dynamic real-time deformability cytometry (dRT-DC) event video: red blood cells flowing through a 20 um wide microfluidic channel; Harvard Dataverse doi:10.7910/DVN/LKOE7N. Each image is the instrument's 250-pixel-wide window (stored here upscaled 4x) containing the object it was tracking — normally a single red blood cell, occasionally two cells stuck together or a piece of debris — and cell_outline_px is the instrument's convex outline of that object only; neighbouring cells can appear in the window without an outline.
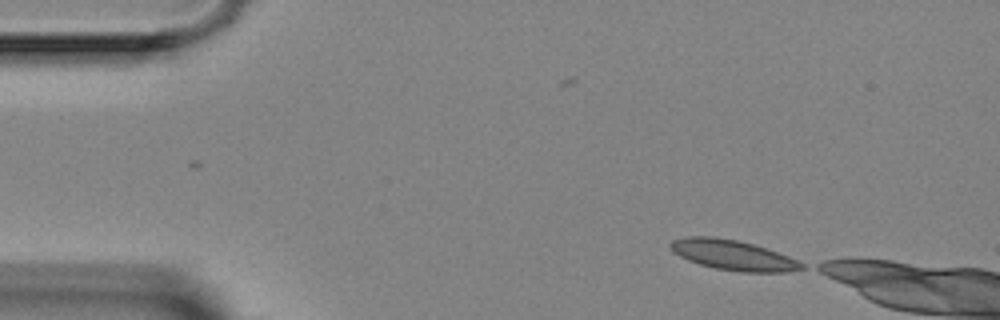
{"species": "Egyptian fruit bat (a non-hibernating species)", "species_latin": "Rousettus aegyptiacus", "temperature_condition": "room temperature", "stored_images_in_passage": 4, "camera_frame_rate_fps": 3000, "um_per_image_px": 0.085, "animal": {"sex": "female"}, "frame": {"image": 1, "passage_image": 1, "time_ms": 0.0, "image_size_px": [1000, 320], "cell_outline_px": [[804, 268], [788, 272], [740, 272], [716, 268], [700, 264], [688, 260], [672, 252], [668, 244], [672, 240], [688, 236], [712, 236], [736, 240], [768, 248], [788, 256], [804, 264]], "centroid_in_image_um": [62.28, 21.68], "position_along_channel_um": 22.7, "area_um2": 23.0}}